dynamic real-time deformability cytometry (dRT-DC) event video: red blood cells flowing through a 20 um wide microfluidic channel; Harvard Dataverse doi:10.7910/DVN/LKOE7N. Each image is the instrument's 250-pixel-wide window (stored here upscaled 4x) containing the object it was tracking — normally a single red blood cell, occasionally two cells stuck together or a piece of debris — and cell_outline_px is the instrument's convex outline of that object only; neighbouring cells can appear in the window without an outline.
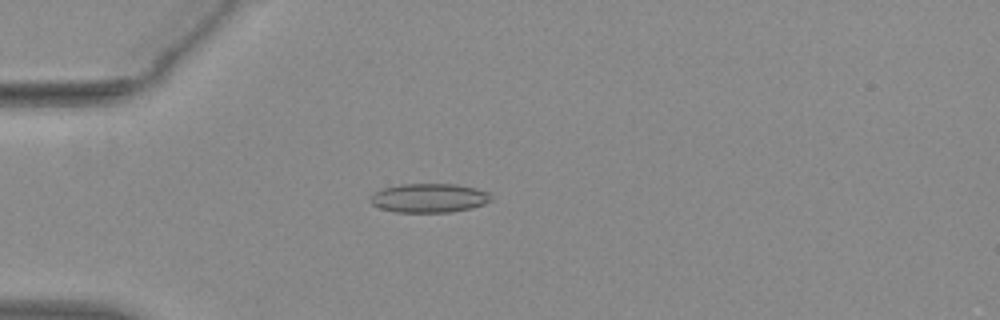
{"species": "common noctule bat (a hibernating species)", "species_latin": "Nyctalus noctula", "temperature_condition": "warm", "stored_images_in_passage": 54, "camera_frame_rate_fps": 3000, "um_per_image_px": 0.085, "animal": {"sex": "female", "body_mass_g": 29.2, "forearm_length_mm": 56.3}, "frame": {"image": 1, "passage_image": 16, "time_ms": 5.0, "image_size_px": [1000, 320], "cell_outline_px": [[492, 200], [484, 204], [472, 208], [452, 212], [396, 212], [380, 208], [372, 204], [368, 200], [368, 196], [384, 188], [400, 184], [456, 184], [476, 188], [488, 192], [492, 196]], "centroid_in_image_um": [36.47, 16.83], "position_along_channel_um": 48.5, "area_um2": 20.58}}
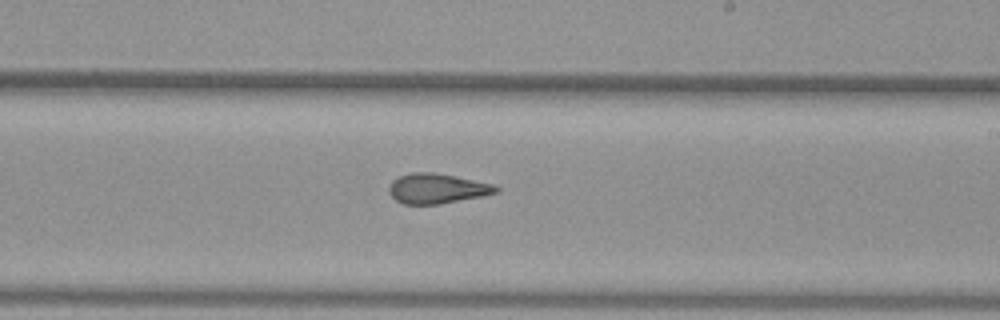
{"frame": {"image": 2, "passage_image": 33, "time_ms": 10.667, "image_size_px": [1000, 320], "cell_outline_px": [[500, 192], [484, 196], [440, 204], [404, 204], [396, 200], [388, 192], [388, 188], [392, 180], [400, 176], [412, 172], [432, 172], [492, 184], [500, 188]], "centroid_in_image_um": [37.14, 16.04], "position_along_channel_um": 251.9, "area_um2": 18.61}}
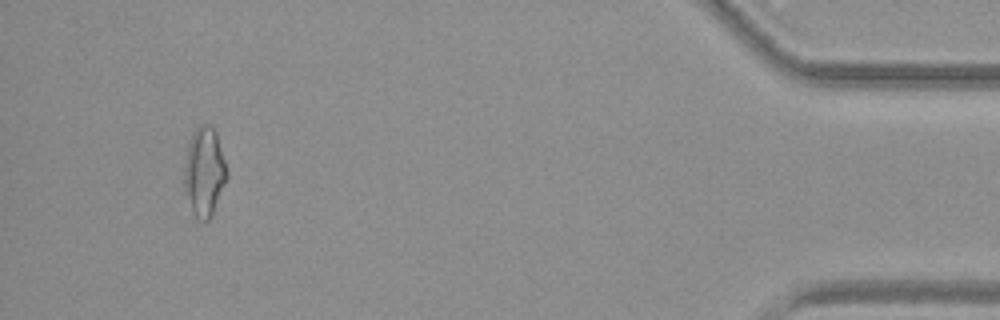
{"frame": {"image": 3, "passage_image": 51, "time_ms": 16.667, "image_size_px": [1000, 320], "cell_outline_px": [[228, 176], [212, 212], [208, 220], [196, 220], [192, 212], [184, 192], [184, 168], [188, 144], [192, 132], [200, 124], [212, 124], [216, 132], [228, 172]], "centroid_in_image_um": [17.35, 14.58], "position_along_channel_um": 417.9, "area_um2": 22.14}, "authors_computed_cell_mechanics": {"area_um2": 19.4786, "velocity_mm_per_s": 3.9167, "shape_relaxation_time_tau1_ms": null, "shape_relaxation_time_tau2_ms": 1.5789, "deformation_change_tau1": null, "deformation_change_tau2": 0.1075}}